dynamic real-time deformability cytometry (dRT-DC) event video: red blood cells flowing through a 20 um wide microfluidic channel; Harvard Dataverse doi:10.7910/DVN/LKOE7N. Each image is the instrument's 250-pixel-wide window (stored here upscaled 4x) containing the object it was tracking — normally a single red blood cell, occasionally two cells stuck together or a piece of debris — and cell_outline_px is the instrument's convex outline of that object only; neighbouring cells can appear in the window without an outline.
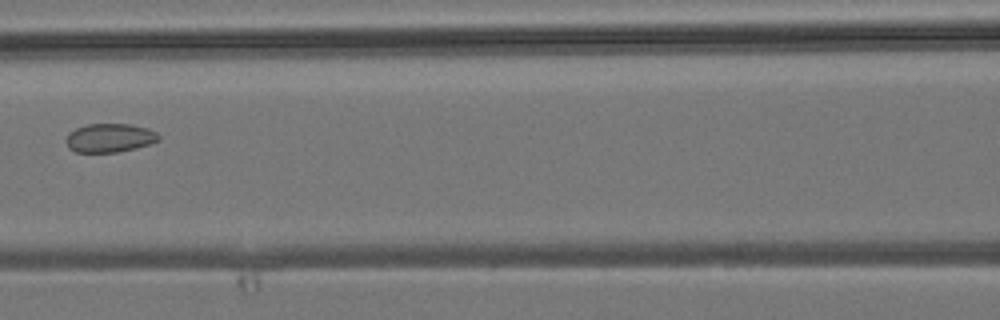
{"species": "common noctule bat (a hibernating species)", "species_latin": "Nyctalus noctula", "temperature_condition": "room temperature", "stored_images_in_passage": 7, "camera_frame_rate_fps": 3000, "um_per_image_px": 0.085, "animal": {"sex": "male", "body_mass_g": 19.2, "forearm_length_mm": 51.8}, "frame": {"image": 1, "passage_image": 6, "time_ms": 6.0, "image_size_px": [1000, 320], "cell_outline_px": [[160, 140], [136, 148], [116, 152], [76, 152], [68, 148], [64, 140], [68, 132], [76, 128], [88, 124], [132, 124], [148, 128], [156, 132], [160, 136]], "centroid_in_image_um": [9.3, 11.71], "position_along_channel_um": 157.3, "area_um2": 15.66}}
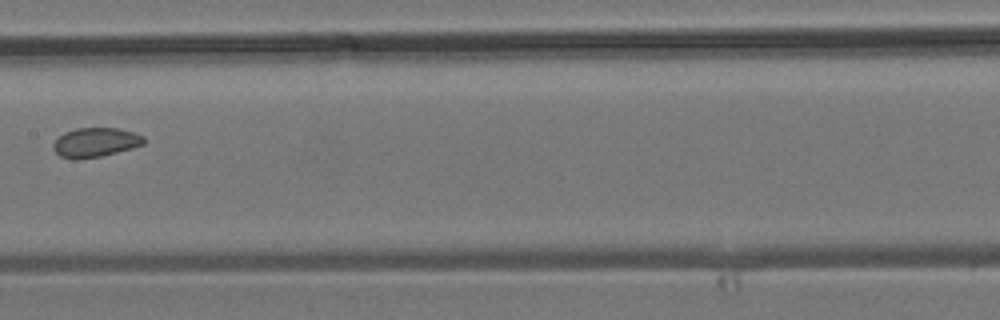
{"frame": {"image": 2, "passage_image": 7, "time_ms": 7.0, "image_size_px": [1000, 320], "cell_outline_px": [[144, 144], [132, 148], [100, 156], [76, 160], [72, 160], [60, 156], [52, 148], [52, 144], [64, 132], [76, 128], [116, 128], [136, 132], [144, 136]], "centroid_in_image_um": [8.1, 12.1], "position_along_channel_um": 199.3, "area_um2": 15.55}}